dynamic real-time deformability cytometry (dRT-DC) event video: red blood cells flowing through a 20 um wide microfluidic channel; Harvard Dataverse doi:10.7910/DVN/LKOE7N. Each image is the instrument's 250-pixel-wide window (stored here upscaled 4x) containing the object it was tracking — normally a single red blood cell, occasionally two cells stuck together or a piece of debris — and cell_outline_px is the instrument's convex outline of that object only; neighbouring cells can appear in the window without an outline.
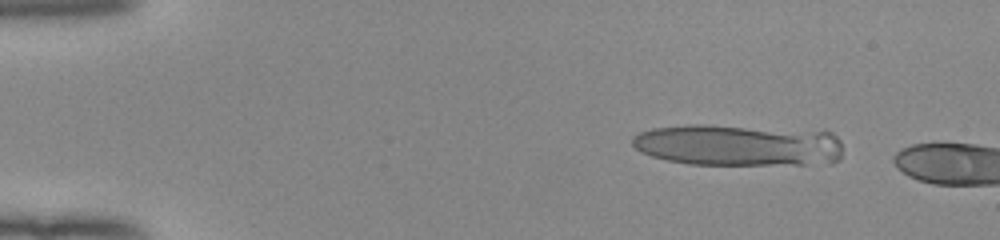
{"species": "human", "species_latin": "Homo sapiens", "temperature_condition": "room temperature", "stored_images_in_passage": 6, "camera_frame_rate_fps": 3000, "um_per_image_px": 0.085, "donor": {"sex": "female"}, "frame": {"image": 1, "passage_image": 2, "time_ms": 0.333, "image_size_px": [1000, 240], "cell_outline_px": [[840, 160], [832, 164], [688, 164], [668, 160], [652, 156], [640, 152], [632, 144], [632, 136], [640, 132], [652, 128], [688, 124], [704, 124], [832, 132], [840, 140]], "centroid_in_image_um": [62.74, 12.34], "position_along_channel_um": 22.3, "area_um2": 51.21}}